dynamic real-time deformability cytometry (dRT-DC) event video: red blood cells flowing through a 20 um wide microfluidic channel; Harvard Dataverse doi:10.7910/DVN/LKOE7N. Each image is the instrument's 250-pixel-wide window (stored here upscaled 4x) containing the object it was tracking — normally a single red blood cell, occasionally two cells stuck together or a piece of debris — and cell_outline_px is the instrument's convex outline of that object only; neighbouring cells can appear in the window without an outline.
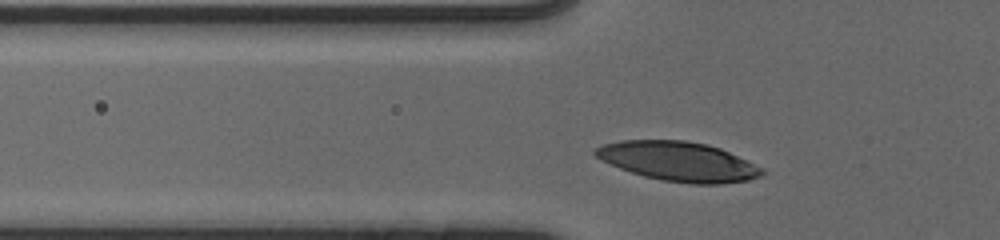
{"species": "human", "species_latin": "Homo sapiens", "temperature_condition": "cold", "stored_images_in_passage": 29, "camera_frame_rate_fps": 3000, "um_per_image_px": 0.085, "donor": {"sex": "male"}, "frame": {"image": 1, "passage_image": 3, "time_ms": 0.667, "image_size_px": [1000, 240], "cell_outline_px": [[764, 172], [760, 176], [748, 180], [720, 184], [692, 184], [660, 180], [644, 176], [620, 168], [600, 160], [592, 152], [596, 148], [604, 144], [620, 140], [684, 140], [708, 144], [720, 148], [764, 168]], "centroid_in_image_um": [57.66, 13.72], "position_along_channel_um": 68.1, "area_um2": 38.26}}
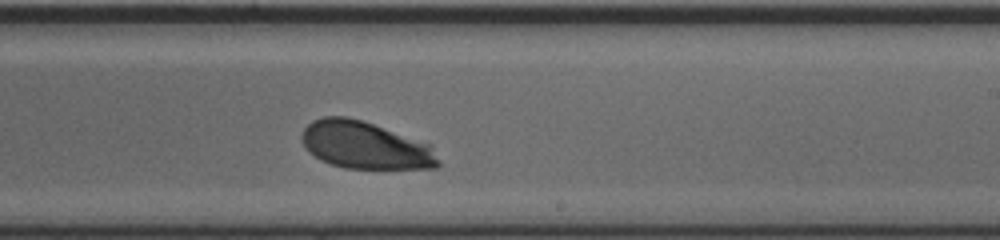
{"frame": {"image": 2, "passage_image": 18, "time_ms": 5.667, "image_size_px": [1000, 240], "cell_outline_px": [[440, 164], [436, 168], [344, 168], [320, 160], [308, 152], [300, 136], [304, 128], [312, 120], [324, 116], [348, 116], [432, 144], [440, 160]], "centroid_in_image_um": [31.04, 12.35], "position_along_channel_um": 258.0, "area_um2": 37.74}}
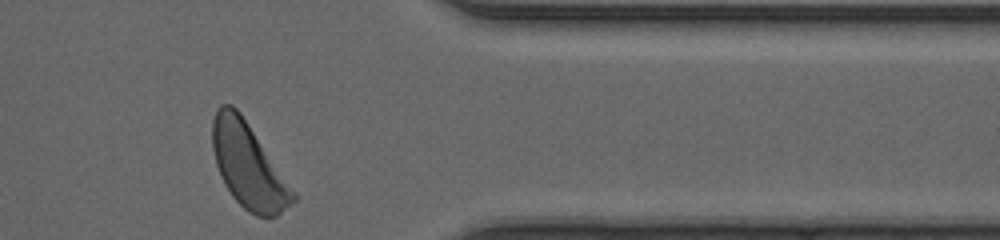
{"frame": {"image": 3, "passage_image": 29, "time_ms": 9.333, "image_size_px": [1000, 240], "cell_outline_px": [[296, 200], [276, 216], [256, 216], [248, 212], [232, 196], [224, 184], [220, 176], [216, 164], [212, 148], [212, 120], [220, 104], [232, 104], [240, 112], [296, 192]], "centroid_in_image_um": [21.1, 14.08], "position_along_channel_um": 390.3, "area_um2": 39.59}, "authors_computed_cell_mechanics": {"area_um2": 38.3792, "velocity_mm_per_s": 3.8824, "shape_relaxation_time_tau1_ms": 1.0164, "shape_relaxation_time_tau2_ms": null, "deformation_change_tau1": 0.0927, "deformation_change_tau2": null}}